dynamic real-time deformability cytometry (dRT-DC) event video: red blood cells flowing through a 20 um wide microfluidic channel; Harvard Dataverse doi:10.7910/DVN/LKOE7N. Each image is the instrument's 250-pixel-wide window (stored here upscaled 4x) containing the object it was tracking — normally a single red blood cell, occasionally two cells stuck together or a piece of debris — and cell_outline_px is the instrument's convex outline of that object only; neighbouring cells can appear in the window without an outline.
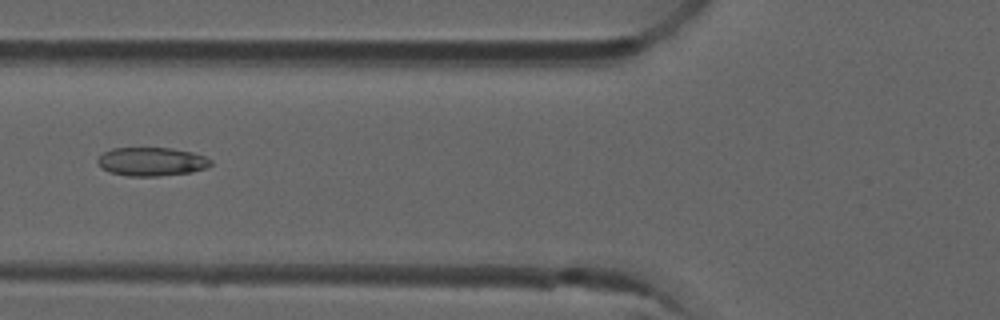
{"species": "common noctule bat (a hibernating species)", "species_latin": "Nyctalus noctula", "temperature_condition": "room temperature", "stored_images_in_passage": 6, "camera_frame_rate_fps": 3000, "um_per_image_px": 0.085, "animal": {"sex": "male", "forearm_length_mm": 52.5}, "frame": {"image": 1, "passage_image": 5, "time_ms": 1.333, "image_size_px": [1000, 320], "cell_outline_px": [[212, 164], [204, 168], [192, 172], [160, 176], [128, 176], [112, 172], [104, 168], [96, 160], [104, 152], [112, 148], [172, 148], [192, 152], [204, 156], [212, 160]], "centroid_in_image_um": [12.92, 13.73], "position_along_channel_um": 112.9, "area_um2": 18.67}}
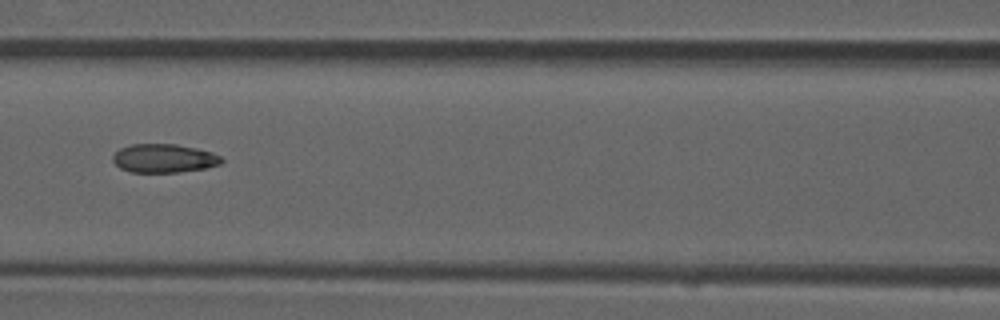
{"frame": {"image": 2, "passage_image": 6, "time_ms": 1.667, "image_size_px": [1000, 320], "cell_outline_px": [[224, 160], [220, 164], [204, 168], [176, 172], [132, 172], [120, 168], [112, 160], [112, 156], [120, 148], [132, 144], [176, 144], [196, 148], [212, 152], [220, 156]], "centroid_in_image_um": [13.93, 13.45], "position_along_channel_um": 152.7, "area_um2": 18.03}}